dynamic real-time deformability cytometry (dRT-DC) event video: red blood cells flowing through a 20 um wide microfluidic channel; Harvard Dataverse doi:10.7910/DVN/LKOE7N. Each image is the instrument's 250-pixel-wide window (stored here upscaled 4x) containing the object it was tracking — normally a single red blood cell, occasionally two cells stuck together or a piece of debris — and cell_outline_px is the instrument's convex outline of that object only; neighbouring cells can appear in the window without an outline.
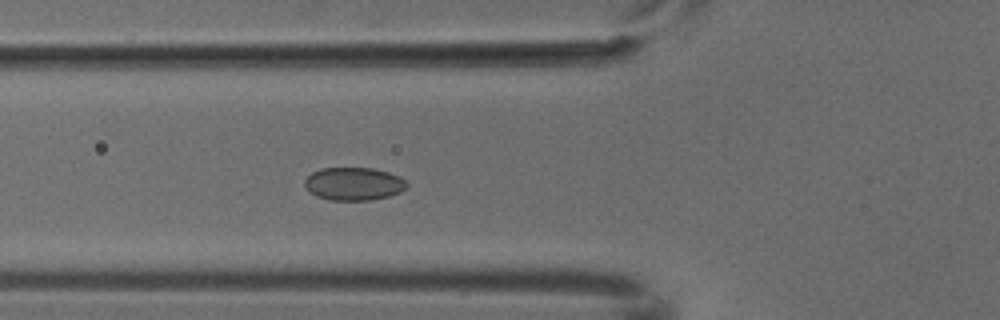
{"species": "common noctule bat (a hibernating species)", "species_latin": "Nyctalus noctula", "temperature_condition": "cold", "stored_images_in_passage": 6, "camera_frame_rate_fps": 3000, "um_per_image_px": 0.085, "animal": {"sex": "male", "body_mass_g": 18.8}, "frame": {"image": 1, "passage_image": 6, "time_ms": 1.667, "image_size_px": [1000, 320], "cell_outline_px": [[408, 184], [400, 192], [388, 196], [372, 200], [332, 200], [316, 196], [304, 184], [304, 180], [312, 172], [320, 168], [372, 168], [388, 172], [400, 176]], "centroid_in_image_um": [30.07, 15.62], "position_along_channel_um": 95.7, "area_um2": 19.48}}